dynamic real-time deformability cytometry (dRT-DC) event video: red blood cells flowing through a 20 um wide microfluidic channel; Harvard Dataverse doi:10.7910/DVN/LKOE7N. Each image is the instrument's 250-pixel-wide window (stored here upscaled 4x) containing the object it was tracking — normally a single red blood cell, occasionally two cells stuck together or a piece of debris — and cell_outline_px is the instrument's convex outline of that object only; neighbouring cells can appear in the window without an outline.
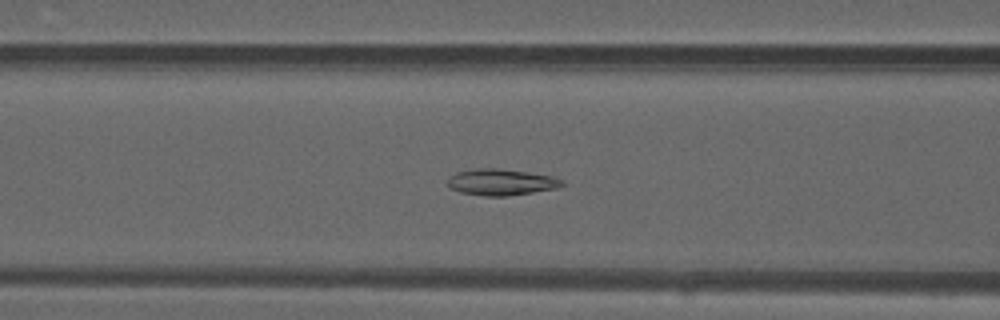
{"species": "common noctule bat (a hibernating species)", "species_latin": "Nyctalus noctula", "temperature_condition": "warm", "stored_images_in_passage": 45, "camera_frame_rate_fps": 3000, "um_per_image_px": 0.085, "animal": {"sex": "male", "forearm_length_mm": 52.5}, "frame": {"image": 1, "passage_image": 16, "time_ms": 5.0, "image_size_px": [1000, 320], "cell_outline_px": [[568, 184], [556, 188], [508, 196], [484, 196], [460, 192], [448, 188], [448, 180], [456, 172], [476, 168], [496, 168], [528, 172], [556, 176], [564, 180]], "centroid_in_image_um": [42.65, 15.48], "position_along_channel_um": 124.0, "area_um2": 17.74}}
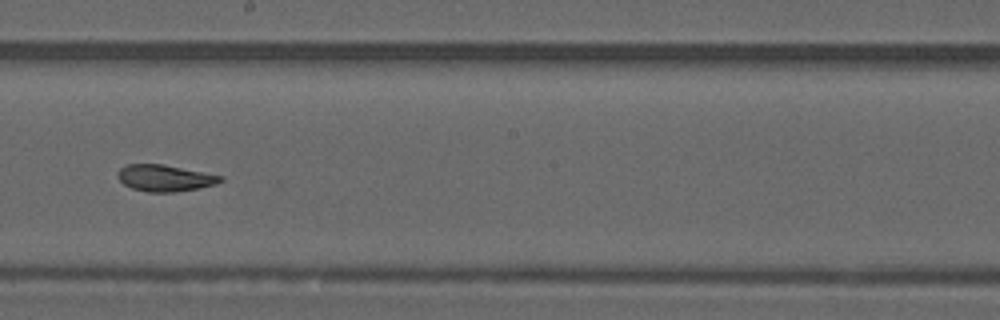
{"frame": {"image": 2, "passage_image": 24, "time_ms": 7.667, "image_size_px": [1000, 320], "cell_outline_px": [[224, 180], [216, 184], [200, 188], [172, 192], [148, 192], [132, 188], [124, 184], [116, 176], [120, 168], [128, 164], [164, 164], [224, 176]], "centroid_in_image_um": [14.03, 15.13], "position_along_channel_um": 234.2, "area_um2": 15.95}}
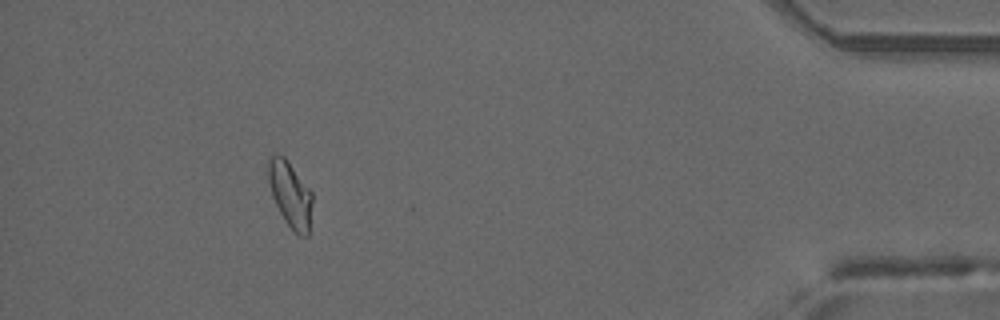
{"frame": {"image": 3, "passage_image": 41, "time_ms": 13.333, "image_size_px": [1000, 320], "cell_outline_px": [[312, 204], [308, 236], [300, 236], [284, 220], [272, 196], [268, 180], [268, 160], [272, 156], [284, 156], [288, 160], [312, 192]], "centroid_in_image_um": [24.68, 16.52], "position_along_channel_um": 410.5, "area_um2": 16.65}, "authors_computed_cell_mechanics": {"area_um2": 16.762, "velocity_mm_per_s": 4.1481, "shape_relaxation_time_tau1_ms": null, "shape_relaxation_time_tau2_ms": 1.7422, "deformation_change_tau1": null, "deformation_change_tau2": 0.0548}}